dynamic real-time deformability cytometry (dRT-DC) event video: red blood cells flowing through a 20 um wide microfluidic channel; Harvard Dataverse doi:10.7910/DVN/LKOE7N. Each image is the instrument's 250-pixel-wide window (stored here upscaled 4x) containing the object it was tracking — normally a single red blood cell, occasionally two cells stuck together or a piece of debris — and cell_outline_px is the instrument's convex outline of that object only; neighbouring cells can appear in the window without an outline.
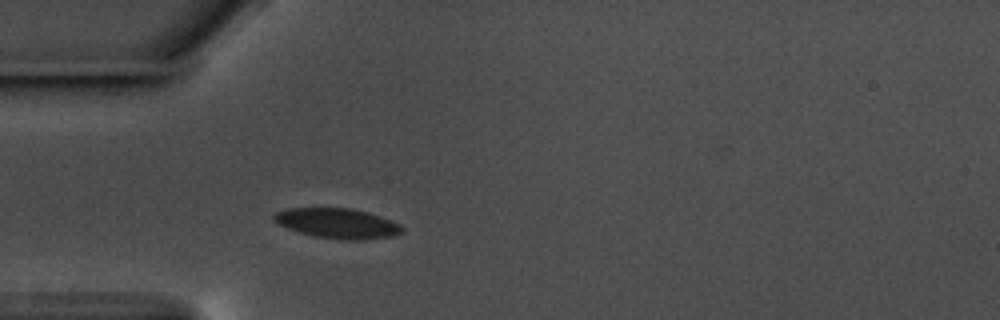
{"species": "common noctule bat (a hibernating species)", "species_latin": "Nyctalus noctula", "temperature_condition": "warm", "stored_images_in_passage": 43, "camera_frame_rate_fps": 3000, "um_per_image_px": 0.085, "animal": {"sex": "male", "body_mass_g": 17.5, "forearm_length_mm": 52.3}, "frame": {"image": 1, "passage_image": 2, "time_ms": 0.333, "image_size_px": [1000, 320], "cell_outline_px": [[404, 228], [400, 232], [392, 236], [364, 240], [344, 240], [312, 236], [288, 228], [272, 220], [272, 216], [276, 212], [288, 208], [352, 208], [368, 212], [380, 216], [400, 224]], "centroid_in_image_um": [28.67, 18.98], "position_along_channel_um": 56.3, "area_um2": 22.43}}
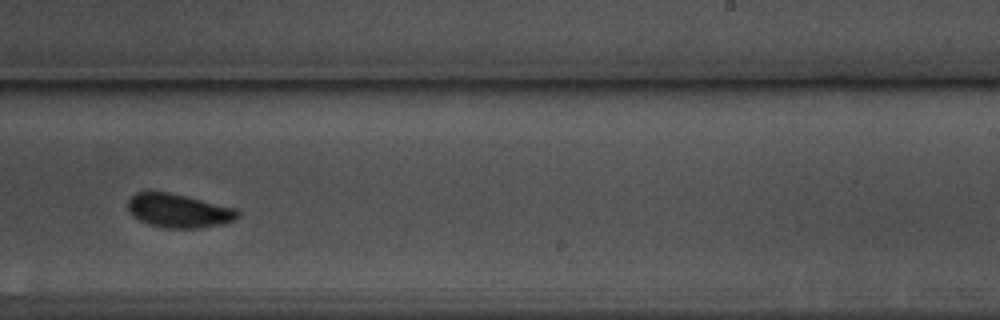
{"frame": {"image": 2, "passage_image": 21, "time_ms": 6.667, "image_size_px": [1000, 320], "cell_outline_px": [[240, 216], [232, 220], [220, 224], [200, 228], [164, 228], [148, 224], [132, 216], [128, 208], [128, 200], [136, 192], [168, 192], [236, 208], [240, 212]], "centroid_in_image_um": [15.17, 17.92], "position_along_channel_um": 273.8, "area_um2": 21.44}}
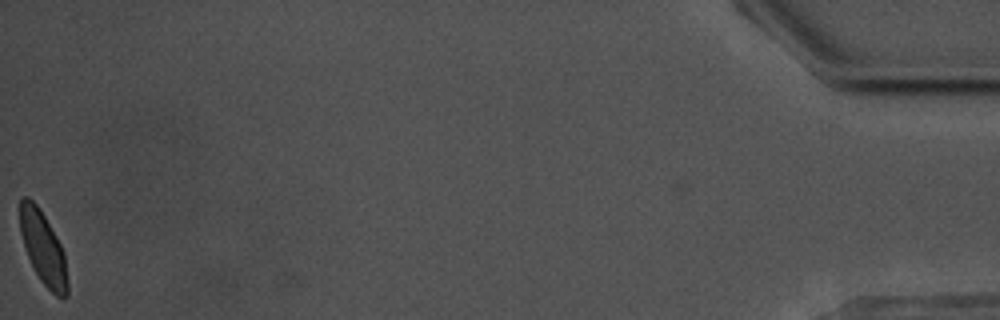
{"frame": {"image": 3, "passage_image": 43, "time_ms": 14.0, "image_size_px": [1000, 320], "cell_outline_px": [[68, 296], [64, 300], [56, 296], [40, 280], [28, 256], [20, 232], [20, 200], [24, 196], [28, 196], [40, 208], [56, 236], [64, 252], [68, 284]], "centroid_in_image_um": [3.69, 21.1], "position_along_channel_um": 431.5, "area_um2": 20.06}, "authors_computed_cell_mechanics": {"area_um2": 21.4438, "velocity_mm_per_s": 3.5294, "shape_relaxation_time_tau1_ms": 2.6372, "shape_relaxation_time_tau2_ms": null, "deformation_change_tau1": 0.089, "deformation_change_tau2": null}}